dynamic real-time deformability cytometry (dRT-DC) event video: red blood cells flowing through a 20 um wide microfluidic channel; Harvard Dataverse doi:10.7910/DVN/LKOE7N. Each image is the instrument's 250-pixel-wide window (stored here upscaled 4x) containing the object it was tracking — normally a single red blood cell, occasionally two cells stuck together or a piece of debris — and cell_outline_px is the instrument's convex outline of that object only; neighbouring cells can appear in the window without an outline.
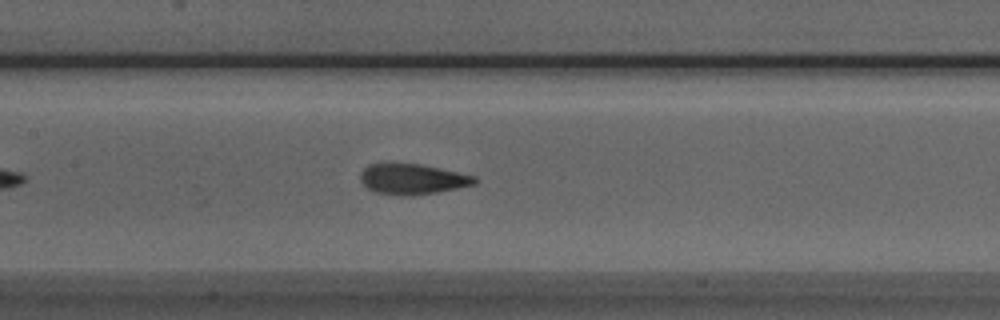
{"species": "Egyptian fruit bat (a non-hibernating species)", "species_latin": "Rousettus aegyptiacus", "temperature_condition": "room temperature", "stored_images_in_passage": 30, "camera_frame_rate_fps": 3000, "um_per_image_px": 0.085, "animal": {"sex": "male"}, "frame": {"image": 1, "passage_image": 9, "time_ms": 2.667, "image_size_px": [1000, 320], "cell_outline_px": [[480, 180], [476, 184], [436, 192], [412, 196], [400, 196], [376, 192], [368, 188], [360, 180], [360, 172], [368, 164], [388, 160], [420, 164], [440, 168], [476, 176]], "centroid_in_image_um": [35.02, 15.18], "position_along_channel_um": 172.4, "area_um2": 21.04}}
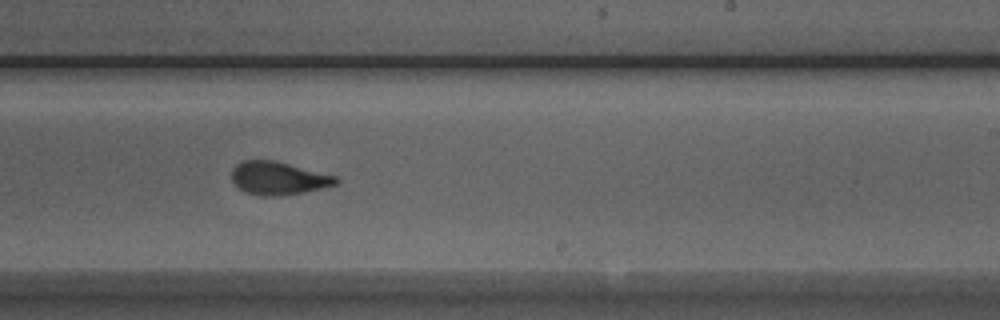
{"frame": {"image": 2, "passage_image": 16, "time_ms": 5.0, "image_size_px": [1000, 320], "cell_outline_px": [[340, 180], [336, 184], [304, 192], [280, 196], [260, 196], [244, 192], [232, 180], [232, 168], [240, 160], [276, 160], [336, 176]], "centroid_in_image_um": [23.63, 15.14], "position_along_channel_um": 265.4, "area_um2": 20.17}}
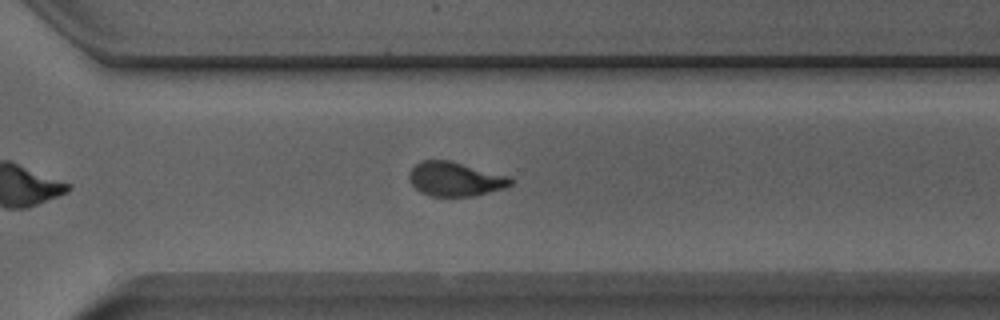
{"frame": {"image": 3, "passage_image": 21, "time_ms": 6.667, "image_size_px": [1000, 320], "cell_outline_px": [[512, 184], [504, 188], [472, 196], [432, 196], [420, 192], [408, 180], [408, 172], [420, 160], [452, 160], [508, 176], [512, 180]], "centroid_in_image_um": [38.65, 15.2], "position_along_channel_um": 332.0, "area_um2": 20.23}}